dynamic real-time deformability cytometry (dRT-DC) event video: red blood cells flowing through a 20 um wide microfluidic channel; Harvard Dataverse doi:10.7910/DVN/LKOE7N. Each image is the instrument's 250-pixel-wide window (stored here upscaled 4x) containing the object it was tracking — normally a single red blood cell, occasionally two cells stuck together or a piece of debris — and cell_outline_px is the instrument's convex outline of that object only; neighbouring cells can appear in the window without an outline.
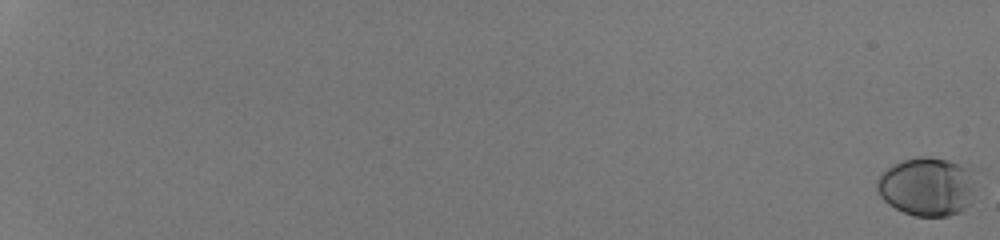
{"species": "human", "species_latin": "Homo sapiens", "temperature_condition": "room temperature", "stored_images_in_passage": 56, "camera_frame_rate_fps": 3000, "um_per_image_px": 0.085, "donor": {"sex": "male"}, "frame": {"image": 1, "passage_image": 1, "time_ms": 0.0, "image_size_px": [1000, 240], "cell_outline_px": [[976, 188], [972, 204], [960, 212], [948, 216], [916, 216], [904, 212], [888, 204], [880, 196], [876, 188], [876, 180], [892, 164], [900, 160], [920, 156], [928, 156], [948, 160], [972, 168]], "centroid_in_image_um": [78.84, 15.85], "position_along_channel_um": 6.2, "area_um2": 34.39}}
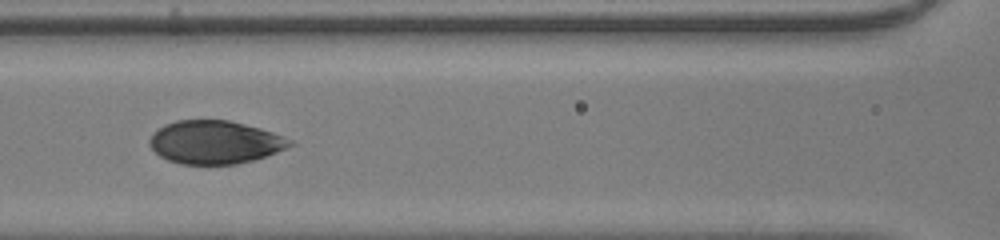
{"frame": {"image": 2, "passage_image": 32, "time_ms": 10.333, "image_size_px": [1000, 240], "cell_outline_px": [[296, 144], [288, 148], [252, 160], [236, 164], [180, 164], [168, 160], [160, 156], [148, 144], [148, 140], [152, 132], [164, 124], [176, 120], [228, 120], [260, 128], [284, 136], [292, 140]], "centroid_in_image_um": [18.25, 12.08], "position_along_channel_um": 148.4, "area_um2": 35.43}}
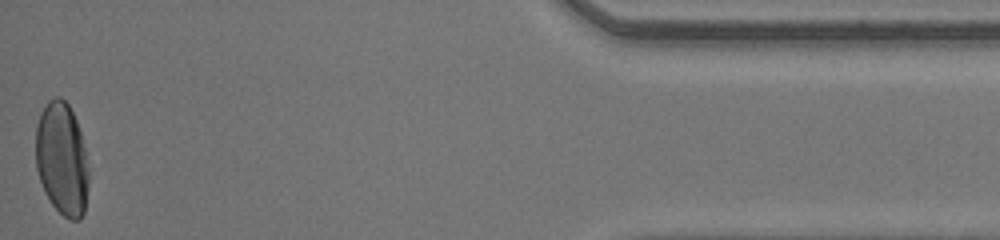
{"frame": {"image": 3, "passage_image": 56, "time_ms": 18.333, "image_size_px": [1000, 240], "cell_outline_px": [[88, 184], [84, 212], [80, 220], [68, 220], [52, 204], [44, 192], [36, 168], [36, 124], [40, 112], [48, 100], [56, 96], [60, 96], [68, 104], [76, 120], [80, 132], [84, 148], [88, 172]], "centroid_in_image_um": [5.24, 13.5], "position_along_channel_um": 430.0, "area_um2": 34.85}, "authors_computed_cell_mechanics": {"area_um2": 34.68, "velocity_mm_per_s": 4.2469, "shape_relaxation_time_tau1_ms": 4.5404, "shape_relaxation_time_tau2_ms": null, "deformation_change_tau1": 0.1715, "deformation_change_tau2": null}}